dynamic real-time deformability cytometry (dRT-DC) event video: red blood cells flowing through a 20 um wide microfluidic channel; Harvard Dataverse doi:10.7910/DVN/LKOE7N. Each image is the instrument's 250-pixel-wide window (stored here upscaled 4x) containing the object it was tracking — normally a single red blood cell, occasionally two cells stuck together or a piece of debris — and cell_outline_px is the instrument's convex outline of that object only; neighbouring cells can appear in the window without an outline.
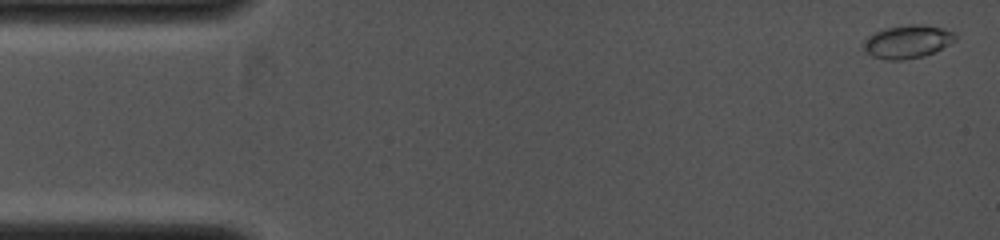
{"species": "common noctule bat (a hibernating species)", "species_latin": "Nyctalus noctula", "temperature_condition": "cold", "stored_images_in_passage": 40, "camera_frame_rate_fps": 4000, "um_per_image_px": 0.085, "animal": {"sex": "female", "body_mass_g": 19.0, "forearm_length_mm": 53.3}, "frame": {"image": 1, "passage_image": 1, "time_ms": 0.0, "image_size_px": [1000, 240], "cell_outline_px": [[956, 40], [936, 52], [924, 56], [904, 60], [884, 60], [872, 56], [864, 52], [864, 40], [868, 36], [876, 32], [888, 28], [908, 24], [924, 24], [956, 32]], "centroid_in_image_um": [77.15, 3.55], "position_along_channel_um": 7.8, "area_um2": 17.86}}
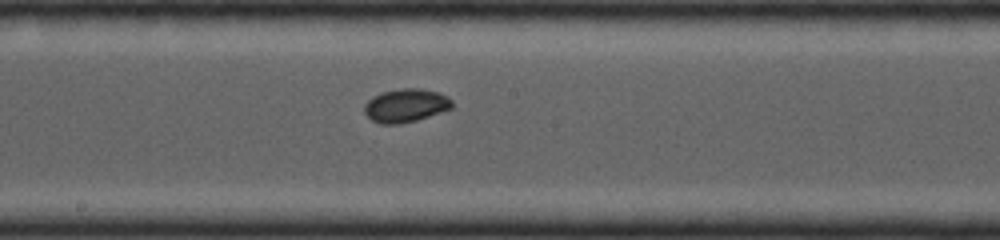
{"frame": {"image": 2, "passage_image": 23, "time_ms": 5.5, "image_size_px": [1000, 240], "cell_outline_px": [[452, 108], [416, 120], [400, 124], [380, 124], [372, 120], [364, 112], [364, 104], [372, 96], [380, 92], [400, 88], [420, 88], [440, 92], [452, 100]], "centroid_in_image_um": [34.46, 8.95], "position_along_channel_um": 213.7, "area_um2": 17.17}}
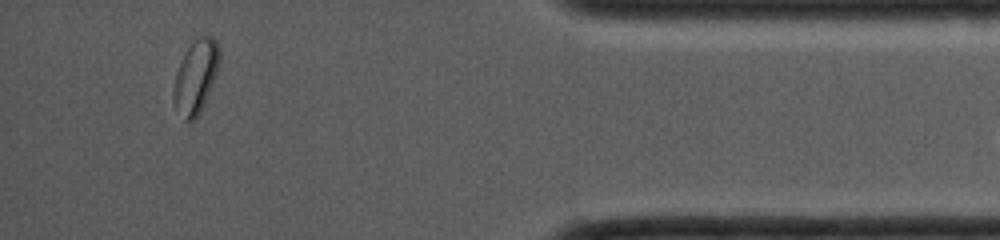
{"frame": {"image": 3, "passage_image": 39, "time_ms": 9.5, "image_size_px": [1000, 240], "cell_outline_px": [[220, 60], [216, 76], [208, 96], [196, 120], [184, 120], [172, 96], [172, 92], [176, 72], [180, 60], [184, 52], [200, 36], [212, 36], [216, 40], [220, 48]], "centroid_in_image_um": [16.66, 6.49], "position_along_channel_um": 418.5, "area_um2": 19.59}}